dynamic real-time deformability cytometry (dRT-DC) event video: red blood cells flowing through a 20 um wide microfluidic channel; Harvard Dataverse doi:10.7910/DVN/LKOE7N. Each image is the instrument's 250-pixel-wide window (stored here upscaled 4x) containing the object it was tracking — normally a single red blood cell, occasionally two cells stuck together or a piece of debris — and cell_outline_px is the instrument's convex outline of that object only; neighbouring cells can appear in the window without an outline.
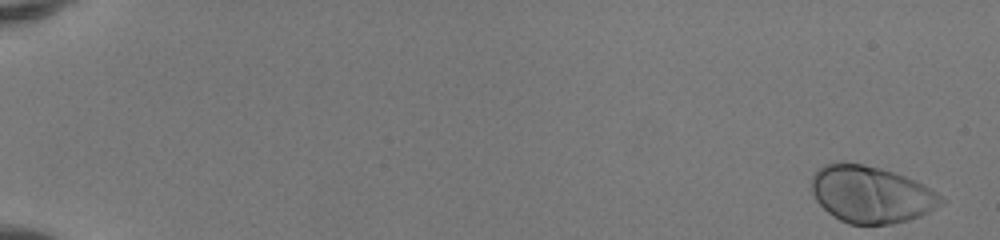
{"species": "human", "species_latin": "Homo sapiens", "temperature_condition": "room temperature", "stored_images_in_passage": 51, "camera_frame_rate_fps": 3000, "um_per_image_px": 0.085, "donor": {"sex": "female"}, "frame": {"image": 1, "passage_image": 1, "time_ms": 0.0, "image_size_px": [1000, 240], "cell_outline_px": [[944, 204], [920, 216], [908, 220], [892, 224], [848, 224], [840, 220], [828, 212], [816, 200], [812, 192], [812, 176], [816, 168], [824, 164], [836, 160], [844, 160], [864, 164], [880, 168], [904, 176], [924, 184], [936, 192], [944, 200]], "centroid_in_image_um": [74.01, 16.49], "position_along_channel_um": 11.0, "area_um2": 43.35}}
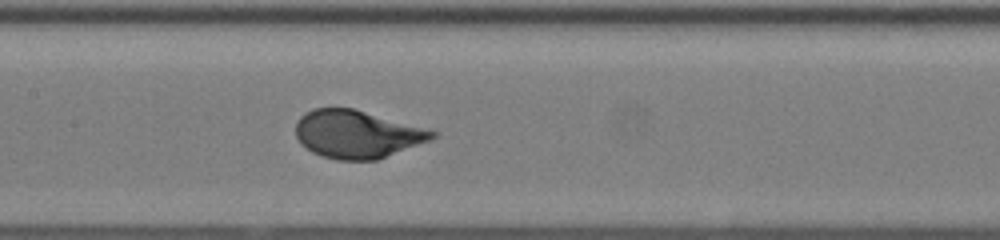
{"frame": {"image": 2, "passage_image": 27, "time_ms": 8.667, "image_size_px": [1000, 240], "cell_outline_px": [[440, 132], [432, 140], [376, 160], [336, 160], [320, 156], [312, 152], [300, 144], [296, 136], [296, 124], [300, 116], [304, 112], [312, 108], [352, 108]], "centroid_in_image_um": [30.33, 11.41], "position_along_channel_um": 177.1, "area_um2": 38.21}}
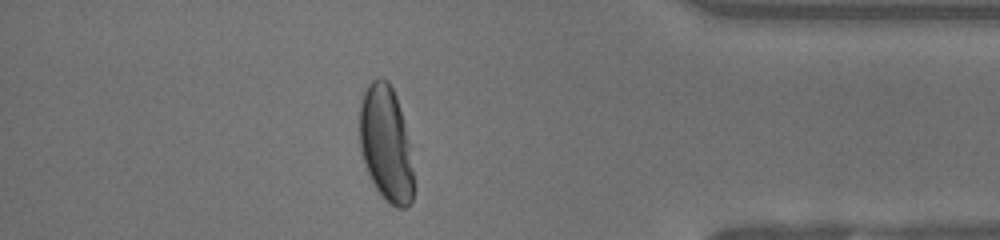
{"frame": {"image": 3, "passage_image": 45, "time_ms": 14.667, "image_size_px": [1000, 240], "cell_outline_px": [[416, 188], [412, 200], [404, 208], [396, 208], [376, 188], [364, 164], [360, 148], [360, 92], [372, 80], [388, 80], [396, 96], [404, 120], [408, 140]], "centroid_in_image_um": [32.81, 12.21], "position_along_channel_um": 402.4, "area_um2": 36.53}, "authors_computed_cell_mechanics": {"area_um2": 39.1884, "velocity_mm_per_s": 4.1261, "shape_relaxation_time_tau1_ms": 2.2029, "shape_relaxation_time_tau2_ms": null, "deformation_change_tau1": 0.164, "deformation_change_tau2": null}}